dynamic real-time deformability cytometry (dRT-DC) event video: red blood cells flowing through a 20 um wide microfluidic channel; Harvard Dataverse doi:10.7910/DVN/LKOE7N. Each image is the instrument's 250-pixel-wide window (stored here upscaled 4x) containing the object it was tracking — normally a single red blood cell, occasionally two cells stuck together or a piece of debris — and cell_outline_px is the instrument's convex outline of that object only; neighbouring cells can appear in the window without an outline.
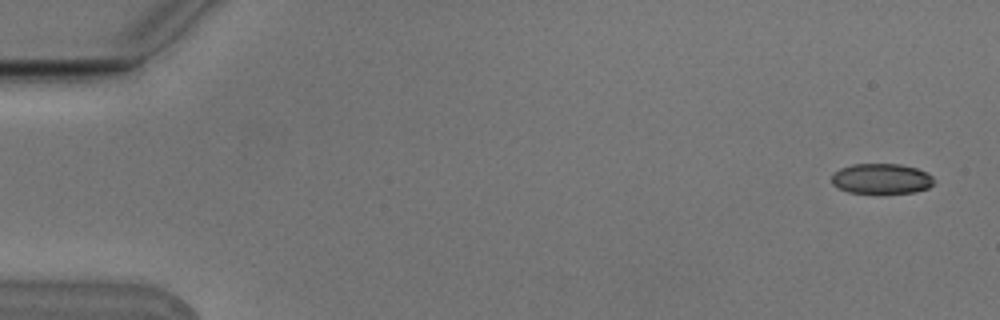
{"species": "Egyptian fruit bat (a non-hibernating species)", "species_latin": "Rousettus aegyptiacus", "temperature_condition": "cold", "stored_images_in_passage": 5, "camera_frame_rate_fps": 3000, "um_per_image_px": 0.085, "animal": {"sex": "male"}, "frame": {"image": 1, "passage_image": 1, "time_ms": 0.0, "image_size_px": [1000, 320], "cell_outline_px": [[932, 184], [928, 188], [916, 192], [848, 192], [832, 184], [832, 172], [840, 168], [852, 164], [900, 164], [916, 168], [928, 172], [932, 176]], "centroid_in_image_um": [74.9, 15.17], "position_along_channel_um": 10.1, "area_um2": 17.86}}